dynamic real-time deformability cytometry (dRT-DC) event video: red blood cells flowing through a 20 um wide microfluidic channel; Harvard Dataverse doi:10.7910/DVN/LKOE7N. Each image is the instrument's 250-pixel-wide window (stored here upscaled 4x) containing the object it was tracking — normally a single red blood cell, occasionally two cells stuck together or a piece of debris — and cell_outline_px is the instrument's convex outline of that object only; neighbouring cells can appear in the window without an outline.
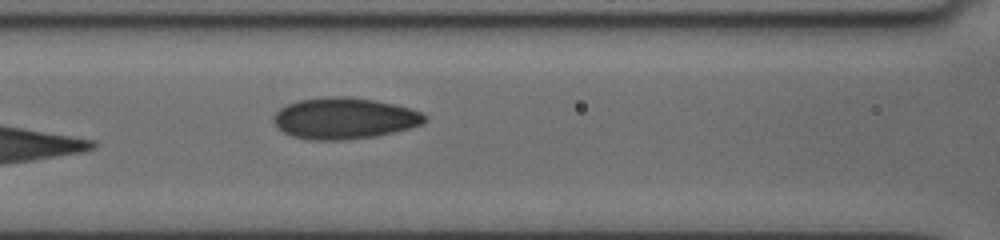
{"species": "human", "species_latin": "Homo sapiens", "temperature_condition": "cold", "stored_images_in_passage": 3, "camera_frame_rate_fps": 3000, "um_per_image_px": 0.085, "donor": {"sex": "female"}, "frame": {"image": 1, "passage_image": 3, "time_ms": 2.667, "image_size_px": [1000, 240], "cell_outline_px": [[428, 120], [424, 124], [376, 136], [344, 140], [308, 140], [292, 136], [284, 132], [272, 120], [272, 116], [280, 108], [288, 104], [300, 100], [324, 96], [348, 96], [376, 100], [412, 108], [428, 116]], "centroid_in_image_um": [29.29, 10.05], "position_along_channel_um": 137.3, "area_um2": 36.65}}